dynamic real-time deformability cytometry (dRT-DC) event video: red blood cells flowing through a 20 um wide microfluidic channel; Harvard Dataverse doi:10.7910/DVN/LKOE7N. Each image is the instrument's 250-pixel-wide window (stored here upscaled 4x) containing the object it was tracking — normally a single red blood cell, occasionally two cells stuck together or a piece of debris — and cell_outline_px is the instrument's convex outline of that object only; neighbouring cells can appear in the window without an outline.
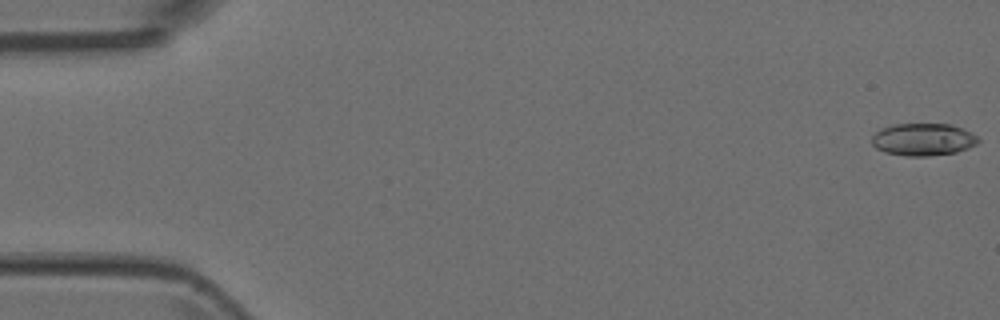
{"species": "Egyptian fruit bat (a non-hibernating species)", "species_latin": "Rousettus aegyptiacus", "temperature_condition": "room temperature", "stored_images_in_passage": 5, "camera_frame_rate_fps": 3000, "um_per_image_px": 0.085, "animal": {"sex": "female"}, "frame": {"image": 1, "passage_image": 1, "time_ms": 0.0, "image_size_px": [1000, 320], "cell_outline_px": [[980, 140], [976, 144], [968, 148], [956, 152], [928, 156], [908, 156], [884, 152], [876, 148], [872, 144], [872, 136], [880, 128], [896, 124], [948, 124], [964, 128], [976, 136]], "centroid_in_image_um": [78.46, 11.85], "position_along_channel_um": 6.5, "area_um2": 20.06}}
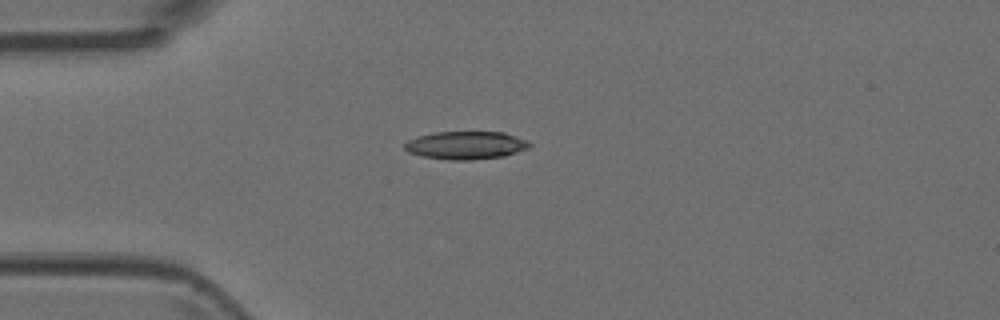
{"frame": {"image": 2, "passage_image": 5, "time_ms": 1.333, "image_size_px": [1000, 320], "cell_outline_px": [[532, 144], [528, 148], [504, 156], [472, 160], [448, 160], [424, 156], [408, 152], [404, 148], [404, 144], [408, 140], [416, 136], [436, 132], [504, 132], [528, 140]], "centroid_in_image_um": [39.6, 12.34], "position_along_channel_um": 45.4, "area_um2": 20.4}}